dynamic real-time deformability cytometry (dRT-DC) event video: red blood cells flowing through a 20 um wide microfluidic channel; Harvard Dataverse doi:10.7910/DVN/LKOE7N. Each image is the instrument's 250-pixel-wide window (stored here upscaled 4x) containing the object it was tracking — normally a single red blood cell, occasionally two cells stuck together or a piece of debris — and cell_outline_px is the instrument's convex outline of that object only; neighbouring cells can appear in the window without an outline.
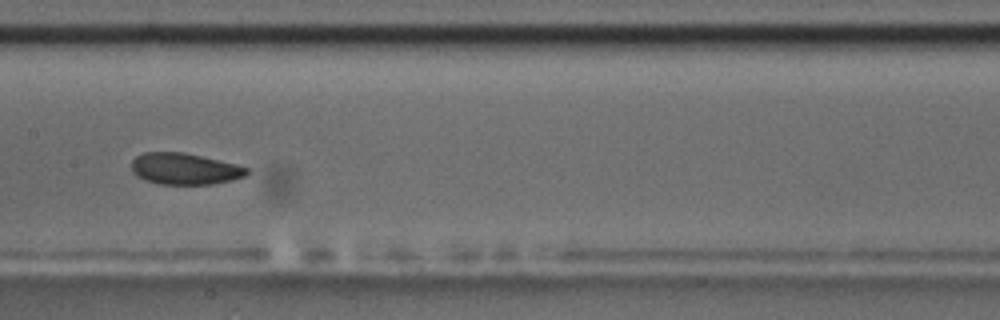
{"species": "common noctule bat (a hibernating species)", "species_latin": "Nyctalus noctula", "temperature_condition": "room temperature", "stored_images_in_passage": 9, "camera_frame_rate_fps": 3000, "um_per_image_px": 0.085, "animal": {"sex": "male", "body_mass_g": 17.5, "forearm_length_mm": 52.3}, "frame": {"image": 1, "passage_image": 9, "time_ms": 9.0, "image_size_px": [1000, 320], "cell_outline_px": [[248, 172], [244, 176], [232, 180], [212, 184], [160, 184], [144, 180], [136, 176], [132, 172], [132, 160], [136, 156], [144, 152], [184, 152], [236, 164], [248, 168]], "centroid_in_image_um": [15.66, 14.35], "position_along_channel_um": 191.7, "area_um2": 21.1}}